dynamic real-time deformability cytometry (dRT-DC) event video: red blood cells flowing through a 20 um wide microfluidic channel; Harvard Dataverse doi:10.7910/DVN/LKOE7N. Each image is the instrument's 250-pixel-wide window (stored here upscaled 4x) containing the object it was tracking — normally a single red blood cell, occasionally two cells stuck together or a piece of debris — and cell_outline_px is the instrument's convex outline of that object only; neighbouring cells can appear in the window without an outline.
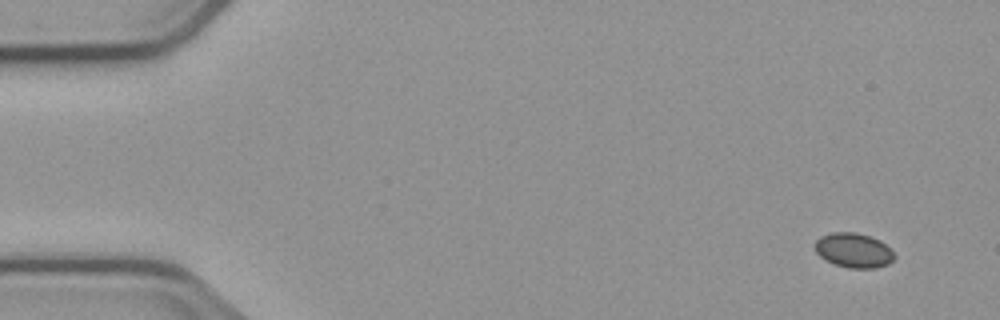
{"species": "common noctule bat (a hibernating species)", "species_latin": "Nyctalus noctula", "temperature_condition": "cold", "stored_images_in_passage": 4, "camera_frame_rate_fps": 3000, "um_per_image_px": 0.085, "animal": {"sex": "male", "body_mass_g": 23.1, "forearm_length_mm": 52.7}, "frame": {"image": 1, "passage_image": 1, "time_ms": 0.0, "image_size_px": [1000, 320], "cell_outline_px": [[896, 256], [888, 264], [876, 268], [848, 268], [824, 260], [816, 252], [812, 244], [820, 236], [832, 232], [856, 232], [880, 240]], "centroid_in_image_um": [72.51, 21.27], "position_along_channel_um": 12.5, "area_um2": 16.07}}